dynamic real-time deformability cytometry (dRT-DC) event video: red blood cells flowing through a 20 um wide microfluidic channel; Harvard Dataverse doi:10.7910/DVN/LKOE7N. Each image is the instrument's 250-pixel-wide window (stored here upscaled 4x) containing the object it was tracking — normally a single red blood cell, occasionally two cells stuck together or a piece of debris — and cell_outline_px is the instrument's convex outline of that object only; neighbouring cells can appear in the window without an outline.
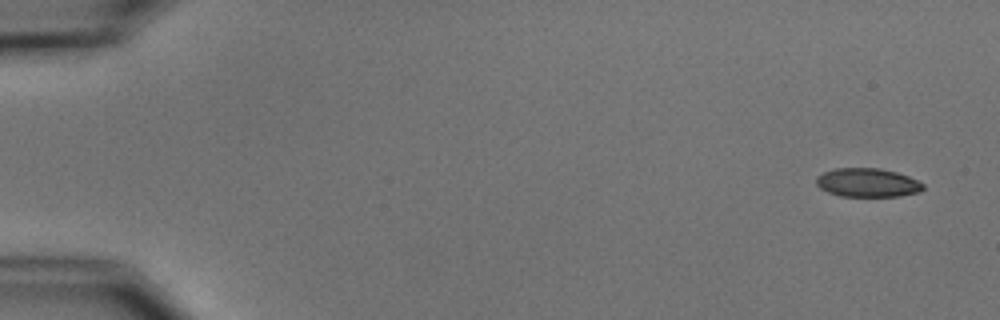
{"species": "common noctule bat (a hibernating species)", "species_latin": "Nyctalus noctula", "temperature_condition": "cold", "stored_images_in_passage": 10, "camera_frame_rate_fps": 3000, "um_per_image_px": 0.085, "animal": {"sex": "male", "body_mass_g": 15.6}, "frame": {"image": 1, "passage_image": 1, "time_ms": 0.0, "image_size_px": [1000, 320], "cell_outline_px": [[924, 188], [920, 192], [900, 196], [840, 196], [828, 192], [820, 188], [816, 184], [816, 176], [832, 168], [880, 168], [896, 172], [908, 176], [924, 184]], "centroid_in_image_um": [73.72, 15.52], "position_along_channel_um": 11.3, "area_um2": 17.98}}
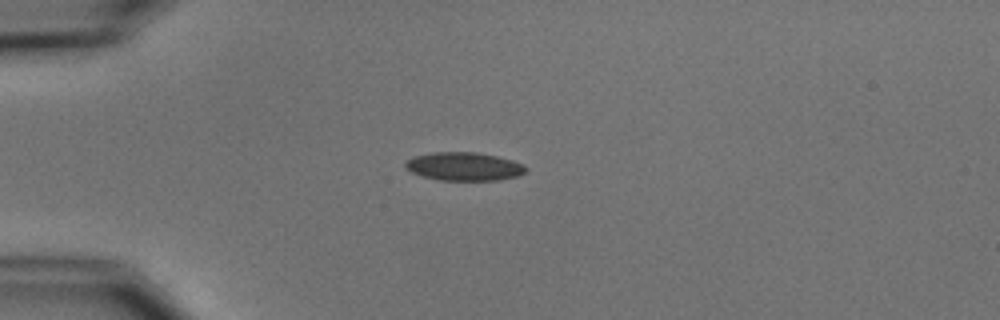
{"frame": {"image": 2, "passage_image": 4, "time_ms": 4.0, "image_size_px": [1000, 320], "cell_outline_px": [[528, 172], [516, 176], [500, 180], [440, 180], [424, 176], [412, 172], [404, 168], [404, 160], [412, 156], [432, 152], [476, 152], [496, 156], [512, 160], [524, 164], [528, 168]], "centroid_in_image_um": [39.43, 14.14], "position_along_channel_um": 45.6, "area_um2": 20.11}}
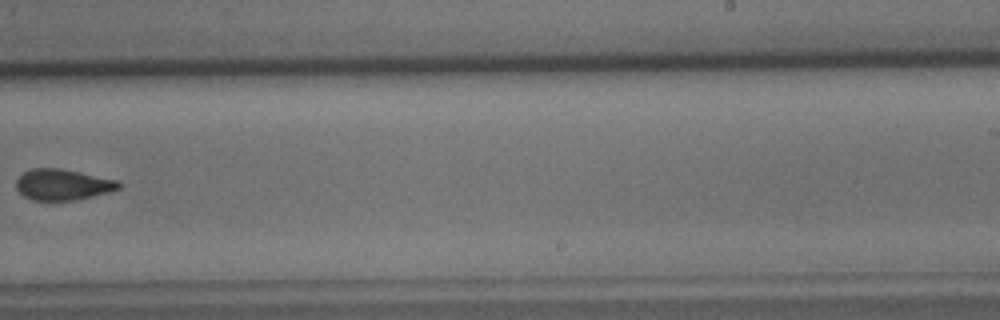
{"frame": {"image": 3, "passage_image": 10, "time_ms": 11.0, "image_size_px": [1000, 320], "cell_outline_px": [[120, 188], [112, 192], [76, 200], [32, 200], [24, 196], [16, 188], [16, 180], [24, 172], [32, 168], [56, 168], [120, 180]], "centroid_in_image_um": [5.36, 15.7], "position_along_channel_um": 283.6, "area_um2": 18.5}}